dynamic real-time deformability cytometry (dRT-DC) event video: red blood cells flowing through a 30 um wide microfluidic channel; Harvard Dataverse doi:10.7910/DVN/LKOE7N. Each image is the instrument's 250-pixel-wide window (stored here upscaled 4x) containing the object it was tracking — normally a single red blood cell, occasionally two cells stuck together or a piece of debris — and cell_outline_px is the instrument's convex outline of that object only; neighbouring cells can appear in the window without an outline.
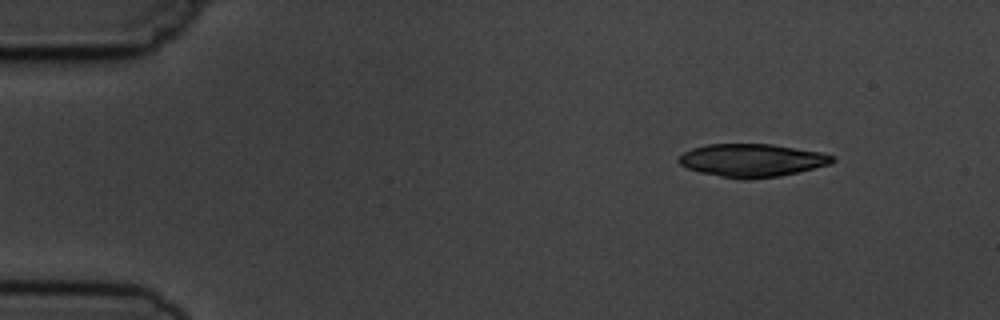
{"species": "common noctule bat (a hibernating species)", "species_latin": "Nyctalus noctula", "temperature_condition": "cold", "stored_images_in_passage": 8, "camera_frame_rate_fps": 3000, "um_per_image_px": 0.085, "animal": {"sex": "male", "body_mass_g": 19.5, "forearm_length_mm": 54.6}, "frame": {"image": 1, "passage_image": 1, "time_ms": 0.0, "image_size_px": [1000, 320], "cell_outline_px": [[836, 160], [832, 164], [780, 176], [744, 180], [740, 180], [700, 172], [688, 168], [680, 164], [676, 160], [684, 152], [692, 148], [708, 144], [772, 144], [820, 152], [836, 156]], "centroid_in_image_um": [63.94, 13.63], "position_along_channel_um": 21.1, "area_um2": 29.65}}